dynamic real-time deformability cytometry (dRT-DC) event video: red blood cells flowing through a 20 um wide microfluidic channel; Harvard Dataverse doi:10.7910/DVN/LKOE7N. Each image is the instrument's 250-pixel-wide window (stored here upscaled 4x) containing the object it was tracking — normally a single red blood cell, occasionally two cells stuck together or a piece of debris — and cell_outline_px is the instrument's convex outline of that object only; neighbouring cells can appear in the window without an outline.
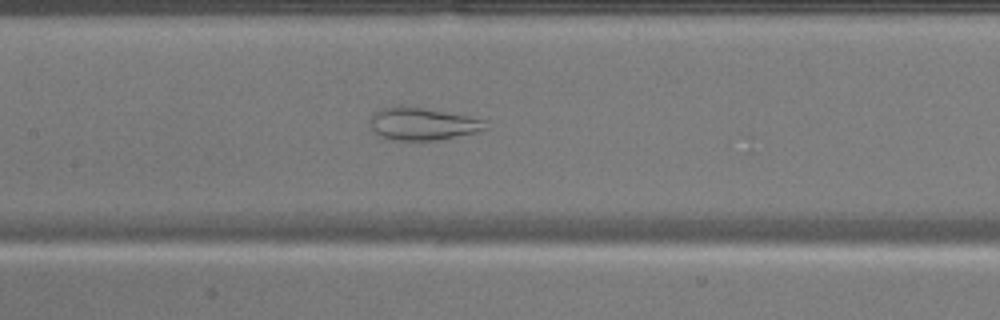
{"species": "common noctule bat (a hibernating species)", "species_latin": "Nyctalus noctula", "temperature_condition": "warm", "stored_images_in_passage": 19, "camera_frame_rate_fps": 3000, "um_per_image_px": 0.085, "animal": {"sex": "male", "body_mass_g": 17.9}, "frame": {"image": 1, "passage_image": 14, "time_ms": 4.333, "image_size_px": [1000, 320], "cell_outline_px": [[488, 128], [476, 132], [436, 140], [392, 140], [380, 136], [372, 128], [368, 120], [372, 112], [380, 108], [420, 108], [468, 116], [484, 120]], "centroid_in_image_um": [35.88, 10.55], "position_along_channel_um": 171.5, "area_um2": 21.27}}